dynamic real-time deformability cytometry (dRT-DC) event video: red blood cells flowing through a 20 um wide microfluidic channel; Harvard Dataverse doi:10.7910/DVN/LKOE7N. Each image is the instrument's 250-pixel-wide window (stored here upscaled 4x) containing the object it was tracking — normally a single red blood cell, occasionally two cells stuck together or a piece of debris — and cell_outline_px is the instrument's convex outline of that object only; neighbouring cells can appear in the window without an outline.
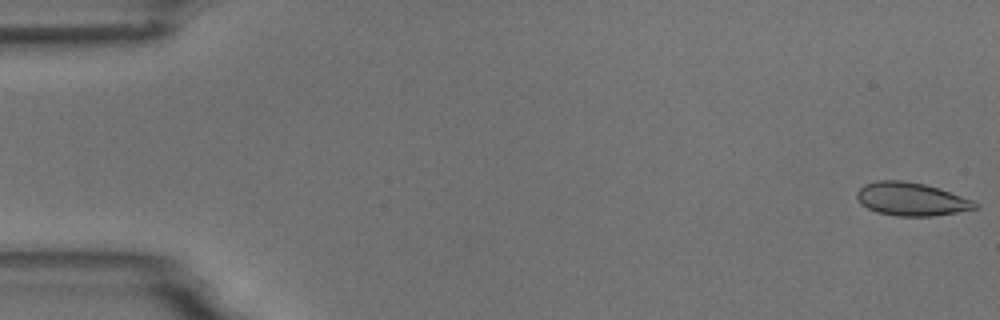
{"species": "common noctule bat (a hibernating species)", "species_latin": "Nyctalus noctula", "temperature_condition": "room temperature", "stored_images_in_passage": 6, "camera_frame_rate_fps": 3000, "um_per_image_px": 0.085, "animal": {"sex": "male", "body_mass_g": 18.8}, "frame": {"image": 1, "passage_image": 1, "time_ms": 0.0, "image_size_px": [1000, 320], "cell_outline_px": [[980, 204], [976, 208], [956, 212], [932, 216], [896, 216], [876, 212], [860, 204], [856, 196], [856, 192], [864, 184], [876, 180], [900, 180], [924, 184], [972, 200]], "centroid_in_image_um": [77.39, 16.93], "position_along_channel_um": 7.6, "area_um2": 22.66}}
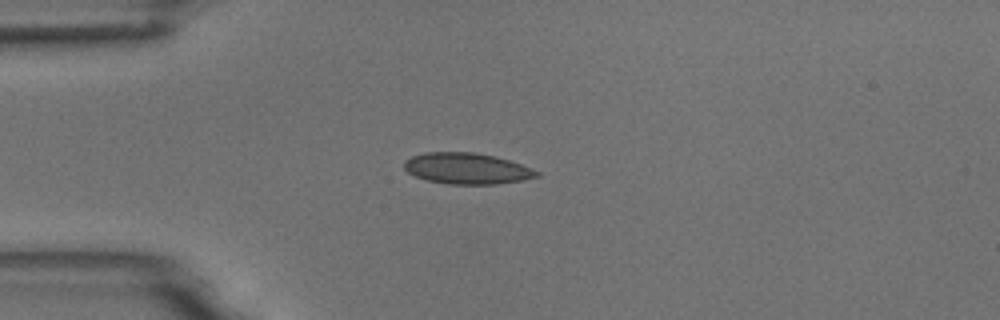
{"frame": {"image": 2, "passage_image": 4, "time_ms": 4.333, "image_size_px": [1000, 320], "cell_outline_px": [[540, 176], [520, 180], [496, 184], [448, 184], [428, 180], [416, 176], [408, 172], [404, 168], [404, 160], [412, 156], [424, 152], [472, 152], [496, 156], [520, 164], [540, 172]], "centroid_in_image_um": [39.66, 14.31], "position_along_channel_um": 45.3, "area_um2": 23.87}}
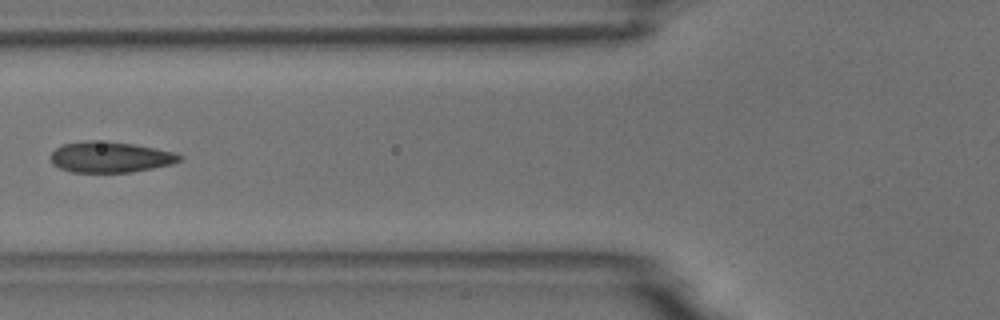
{"frame": {"image": 3, "passage_image": 6, "time_ms": 6.667, "image_size_px": [1000, 320], "cell_outline_px": [[184, 160], [172, 164], [132, 172], [72, 172], [60, 168], [52, 164], [52, 152], [60, 144], [84, 140], [92, 140], [132, 144], [156, 148], [176, 152], [184, 156]], "centroid_in_image_um": [9.4, 13.35], "position_along_channel_um": 116.4, "area_um2": 23.29}}